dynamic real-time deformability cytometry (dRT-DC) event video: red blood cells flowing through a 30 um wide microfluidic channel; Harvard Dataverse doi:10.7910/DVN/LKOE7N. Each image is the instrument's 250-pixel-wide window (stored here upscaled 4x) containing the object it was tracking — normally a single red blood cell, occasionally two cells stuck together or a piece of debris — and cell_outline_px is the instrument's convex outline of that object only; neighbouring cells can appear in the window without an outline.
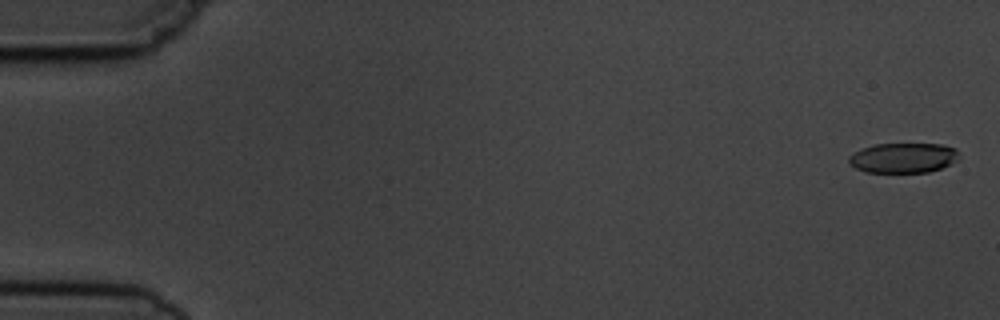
{"species": "common noctule bat (a hibernating species)", "species_latin": "Nyctalus noctula", "temperature_condition": "cold", "stored_images_in_passage": 10, "camera_frame_rate_fps": 3000, "um_per_image_px": 0.085, "animal": {"sex": "male", "body_mass_g": 19.5, "forearm_length_mm": 54.6}, "frame": {"image": 1, "passage_image": 1, "time_ms": 0.0, "image_size_px": [1000, 320], "cell_outline_px": [[956, 160], [940, 168], [928, 172], [864, 172], [848, 164], [848, 156], [864, 148], [876, 144], [940, 144], [956, 148]], "centroid_in_image_um": [76.72, 13.42], "position_along_channel_um": 8.3, "area_um2": 18.96}}
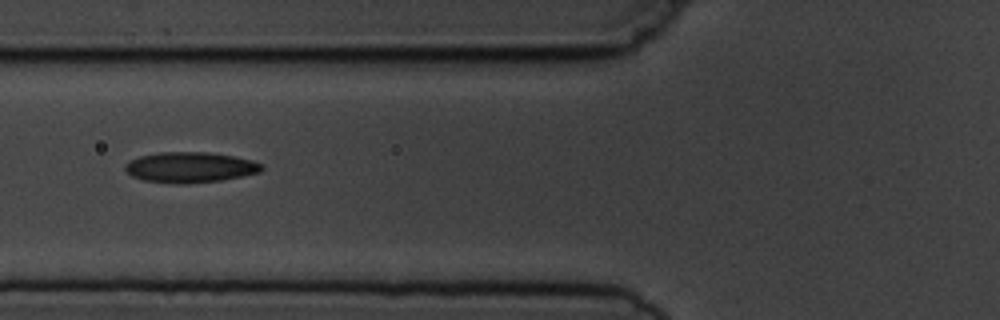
{"frame": {"image": 2, "passage_image": 6, "time_ms": 6.667, "image_size_px": [1000, 320], "cell_outline_px": [[264, 168], [260, 172], [220, 180], [184, 184], [176, 184], [144, 180], [132, 176], [124, 168], [124, 164], [140, 156], [160, 152], [208, 152], [232, 156], [252, 160], [264, 164]], "centroid_in_image_um": [16.17, 14.22], "position_along_channel_um": 109.6, "area_um2": 24.16}}
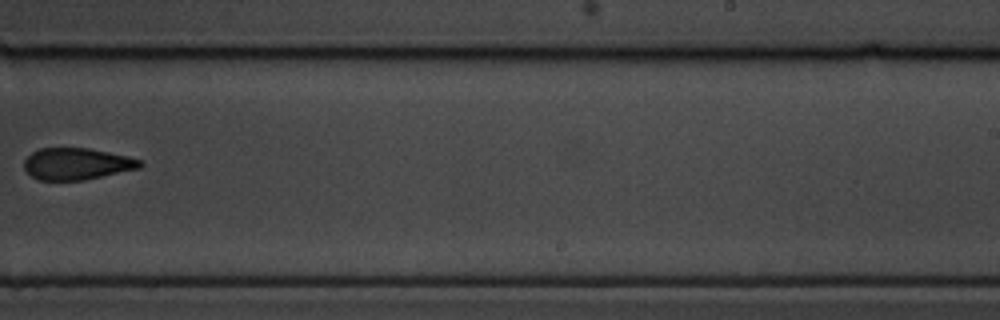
{"frame": {"image": 3, "passage_image": 10, "time_ms": 11.333, "image_size_px": [1000, 320], "cell_outline_px": [[144, 164], [140, 168], [84, 180], [40, 180], [32, 176], [24, 168], [24, 160], [32, 152], [40, 148], [88, 148], [128, 156], [140, 160]], "centroid_in_image_um": [6.53, 13.92], "position_along_channel_um": 282.5, "area_um2": 21.33}}